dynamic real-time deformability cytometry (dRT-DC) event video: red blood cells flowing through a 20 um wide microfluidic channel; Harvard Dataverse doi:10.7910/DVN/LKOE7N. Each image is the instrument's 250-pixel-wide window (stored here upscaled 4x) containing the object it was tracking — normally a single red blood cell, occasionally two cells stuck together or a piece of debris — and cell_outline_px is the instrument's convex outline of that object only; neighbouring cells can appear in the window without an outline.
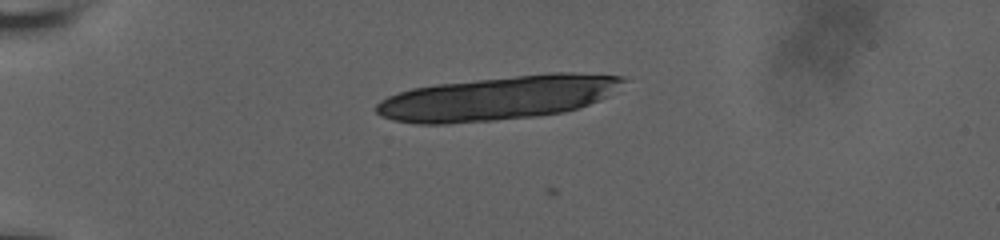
{"species": "human", "species_latin": "Homo sapiens", "temperature_condition": "room temperature", "stored_images_in_passage": 9, "camera_frame_rate_fps": 3000, "um_per_image_px": 0.085, "donor": {"sex": "male"}, "frame": {"image": 1, "passage_image": 1, "time_ms": 0.0, "image_size_px": [1000, 240], "cell_outline_px": [[628, 80], [608, 96], [600, 100], [580, 108], [564, 112], [536, 116], [448, 124], [416, 124], [392, 120], [380, 116], [372, 108], [380, 100], [388, 96], [412, 88], [436, 84], [548, 72], [572, 72], [624, 76]], "centroid_in_image_um": [42.33, 8.32], "position_along_channel_um": 42.7, "area_um2": 63.81}}